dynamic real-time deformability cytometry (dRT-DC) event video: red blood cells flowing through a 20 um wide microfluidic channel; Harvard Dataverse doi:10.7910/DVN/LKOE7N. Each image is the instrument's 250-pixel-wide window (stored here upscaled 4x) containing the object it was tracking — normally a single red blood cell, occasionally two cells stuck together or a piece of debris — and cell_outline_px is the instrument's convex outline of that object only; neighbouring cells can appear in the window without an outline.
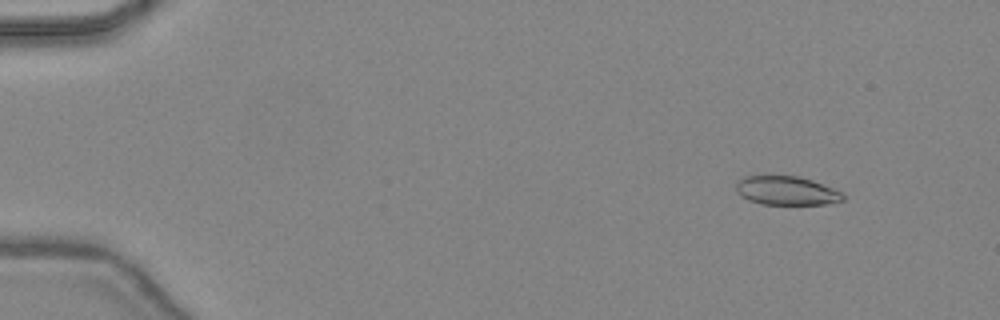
{"species": "common noctule bat (a hibernating species)", "species_latin": "Nyctalus noctula", "temperature_condition": "warm", "stored_images_in_passage": 48, "camera_frame_rate_fps": 3000, "um_per_image_px": 0.085, "animal": {"sex": "female", "body_mass_g": 24.6, "forearm_length_mm": 56.2}, "frame": {"image": 1, "passage_image": 6, "time_ms": 1.667, "image_size_px": [1000, 320], "cell_outline_px": [[844, 200], [824, 204], [760, 204], [748, 200], [740, 196], [736, 192], [736, 180], [744, 176], [796, 176], [812, 180], [832, 188], [840, 192], [844, 196]], "centroid_in_image_um": [66.78, 16.2], "position_along_channel_um": 18.2, "area_um2": 17.92}}
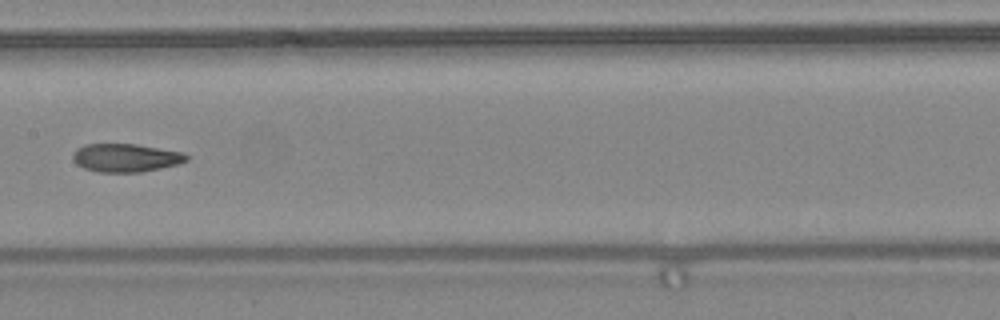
{"frame": {"image": 2, "passage_image": 26, "time_ms": 8.333, "image_size_px": [1000, 320], "cell_outline_px": [[188, 160], [176, 164], [160, 168], [140, 172], [96, 172], [84, 168], [76, 164], [72, 160], [72, 152], [76, 148], [84, 144], [136, 144], [184, 152], [188, 156]], "centroid_in_image_um": [10.64, 13.4], "position_along_channel_um": 196.8, "area_um2": 18.84}}
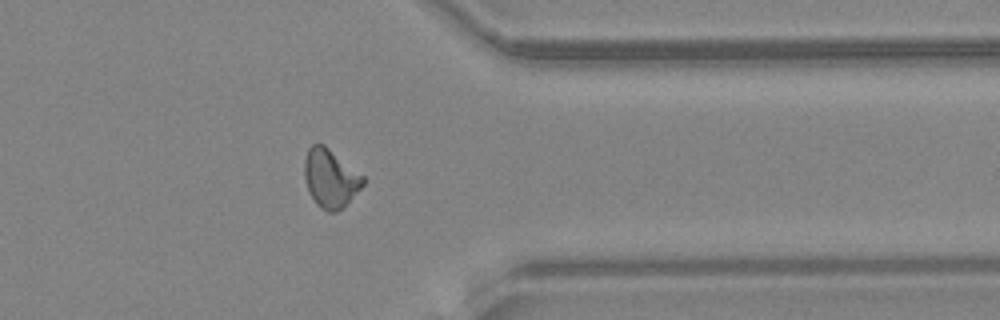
{"frame": {"image": 3, "passage_image": 39, "time_ms": 12.667, "image_size_px": [1000, 320], "cell_outline_px": [[364, 184], [344, 208], [336, 212], [328, 212], [320, 208], [316, 204], [308, 192], [304, 180], [304, 160], [308, 148], [312, 144], [324, 144], [364, 176]], "centroid_in_image_um": [28.07, 15.18], "position_along_channel_um": 383.3, "area_um2": 20.23}, "authors_computed_cell_mechanics": {"area_um2": 19.363, "velocity_mm_per_s": 4.4807, "shape_relaxation_time_tau1_ms": 6.7715, "shape_relaxation_time_tau2_ms": 1.9143, "deformation_change_tau1": 0.1677, "deformation_change_tau2": 0.0852}}